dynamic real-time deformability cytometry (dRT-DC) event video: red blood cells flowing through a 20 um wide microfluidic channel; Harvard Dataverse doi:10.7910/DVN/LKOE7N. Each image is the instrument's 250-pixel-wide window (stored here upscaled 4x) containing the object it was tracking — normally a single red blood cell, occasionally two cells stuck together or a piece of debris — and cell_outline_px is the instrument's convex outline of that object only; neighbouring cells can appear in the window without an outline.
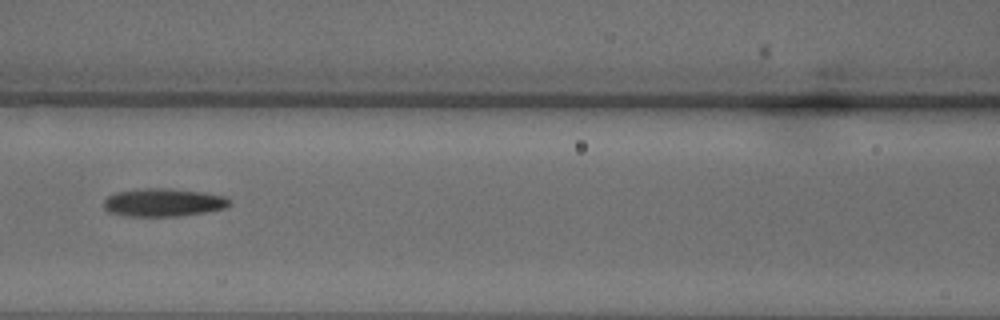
{"species": "common noctule bat (a hibernating species)", "species_latin": "Nyctalus noctula", "temperature_condition": "warm", "stored_images_in_passage": 30, "camera_frame_rate_fps": 3000, "um_per_image_px": 0.085, "animal": {"sex": "male", "body_mass_g": 18.8}, "frame": {"image": 1, "passage_image": 9, "time_ms": 2.667, "image_size_px": [1000, 320], "cell_outline_px": [[232, 204], [224, 208], [208, 212], [180, 216], [128, 216], [108, 212], [104, 208], [104, 200], [108, 196], [116, 192], [144, 188], [168, 188], [200, 192], [228, 196], [232, 200]], "centroid_in_image_um": [13.93, 17.21], "position_along_channel_um": 152.7, "area_um2": 20.75}}
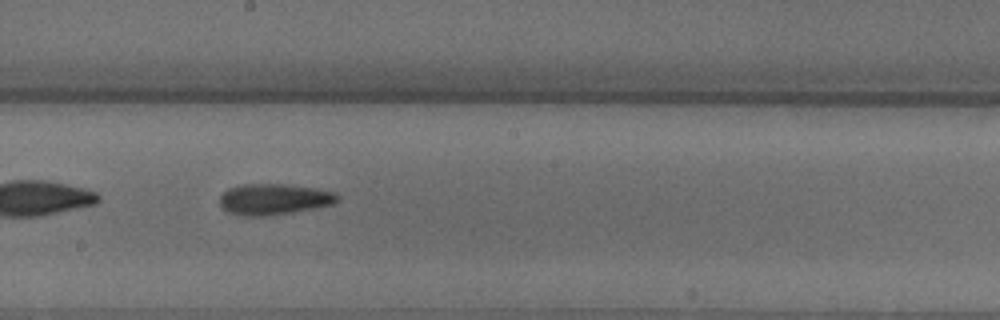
{"frame": {"image": 2, "passage_image": 13, "time_ms": 4.0, "image_size_px": [1000, 320], "cell_outline_px": [[340, 196], [332, 204], [292, 212], [264, 216], [244, 216], [228, 212], [220, 208], [220, 196], [228, 188], [240, 184], [288, 184], [316, 188], [336, 192]], "centroid_in_image_um": [23.25, 16.92], "position_along_channel_um": 225.0, "area_um2": 21.33}}
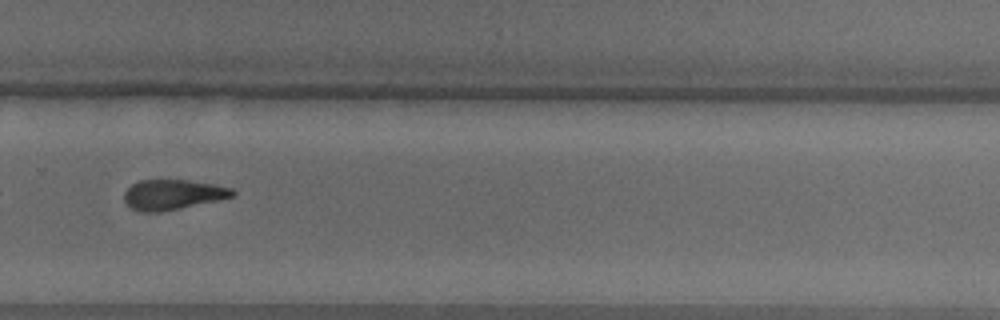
{"frame": {"image": 3, "passage_image": 18, "time_ms": 5.667, "image_size_px": [1000, 320], "cell_outline_px": [[236, 196], [180, 208], [160, 212], [140, 212], [128, 208], [124, 200], [124, 192], [132, 184], [140, 180], [188, 180], [216, 184], [232, 188], [236, 192]], "centroid_in_image_um": [14.67, 16.54], "position_along_channel_um": 315.1, "area_um2": 19.19}}